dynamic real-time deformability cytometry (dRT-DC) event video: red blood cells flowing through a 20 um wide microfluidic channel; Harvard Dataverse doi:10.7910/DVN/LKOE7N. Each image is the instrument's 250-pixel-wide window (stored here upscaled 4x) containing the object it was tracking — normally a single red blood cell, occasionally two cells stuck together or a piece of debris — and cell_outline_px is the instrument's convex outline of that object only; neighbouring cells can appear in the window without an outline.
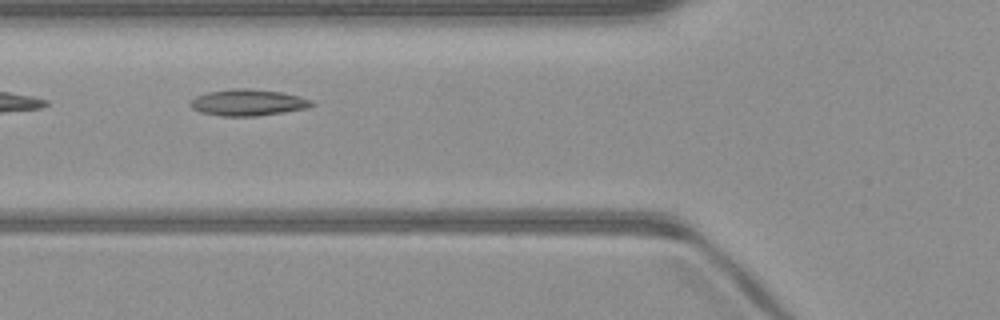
{"species": "common noctule bat (a hibernating species)", "species_latin": "Nyctalus noctula", "temperature_condition": "warm", "stored_images_in_passage": 8, "camera_frame_rate_fps": 3000, "um_per_image_px": 0.085, "animal": {"sex": "male", "body_mass_g": 23.1, "forearm_length_mm": 52.7}, "frame": {"image": 1, "passage_image": 4, "time_ms": 1.0, "image_size_px": [1000, 320], "cell_outline_px": [[316, 104], [308, 108], [284, 112], [256, 116], [220, 116], [200, 112], [192, 108], [188, 104], [196, 96], [208, 92], [232, 88], [248, 88], [280, 92], [300, 96], [312, 100]], "centroid_in_image_um": [21.09, 8.71], "position_along_channel_um": 104.7, "area_um2": 18.79}}